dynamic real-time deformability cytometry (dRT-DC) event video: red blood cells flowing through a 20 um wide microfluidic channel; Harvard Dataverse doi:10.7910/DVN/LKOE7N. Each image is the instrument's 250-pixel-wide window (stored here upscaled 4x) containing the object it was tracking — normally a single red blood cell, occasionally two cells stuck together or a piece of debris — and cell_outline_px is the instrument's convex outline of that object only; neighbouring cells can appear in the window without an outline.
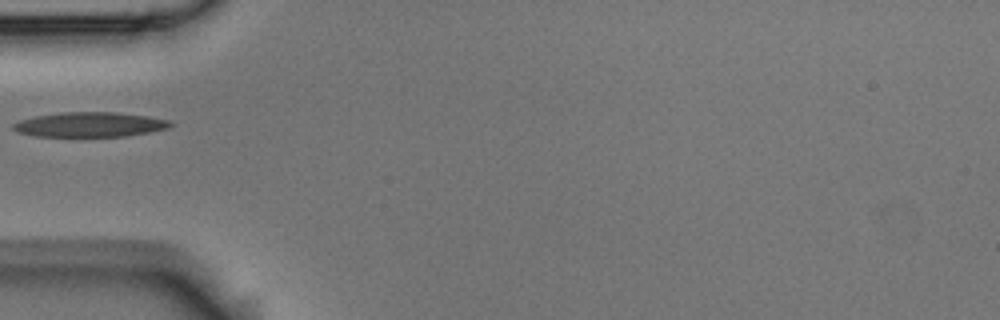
{"species": "Egyptian fruit bat (a non-hibernating species)", "species_latin": "Rousettus aegyptiacus", "temperature_condition": "room temperature", "stored_images_in_passage": 1, "camera_frame_rate_fps": 3000, "um_per_image_px": 0.085, "animal": {"sex": "male"}, "frame": {"image": 1, "passage_image": 1, "time_ms": 0.0, "image_size_px": [1000, 320], "cell_outline_px": [[172, 124], [168, 128], [152, 132], [128, 136], [36, 136], [16, 132], [12, 128], [12, 124], [20, 120], [36, 116], [60, 112], [116, 112], [148, 116], [168, 120]], "centroid_in_image_um": [7.63, 10.58], "position_along_channel_um": 77.4, "area_um2": 22.72}}